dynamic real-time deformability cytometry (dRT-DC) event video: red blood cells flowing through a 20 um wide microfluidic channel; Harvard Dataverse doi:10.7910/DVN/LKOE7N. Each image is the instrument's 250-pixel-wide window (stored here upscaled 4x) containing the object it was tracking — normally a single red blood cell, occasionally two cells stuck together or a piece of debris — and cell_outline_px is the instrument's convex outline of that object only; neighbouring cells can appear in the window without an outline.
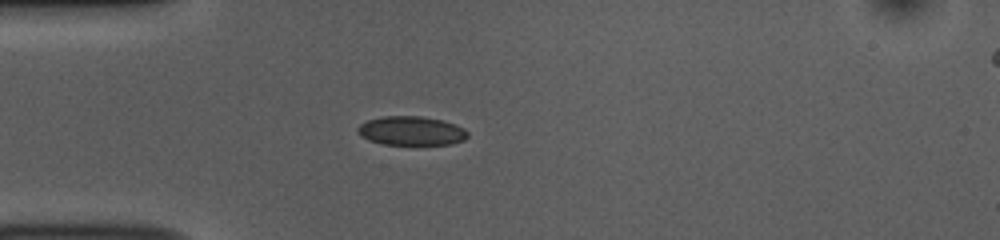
{"species": "common noctule bat (a hibernating species)", "species_latin": "Nyctalus noctula", "temperature_condition": "room temperature", "stored_images_in_passage": 39, "camera_frame_rate_fps": 3000, "um_per_image_px": 0.085, "animal": {"sex": "female", "body_mass_g": 10.0, "forearm_length_mm": 53.1}, "frame": {"image": 1, "passage_image": 1, "time_ms": 0.0, "image_size_px": [1000, 240], "cell_outline_px": [[468, 136], [464, 140], [452, 144], [380, 144], [368, 140], [360, 136], [356, 132], [356, 128], [360, 124], [368, 120], [384, 116], [420, 116], [444, 120], [456, 124], [464, 128], [468, 132]], "centroid_in_image_um": [34.95, 11.12], "position_along_channel_um": 50.0, "area_um2": 18.79}}
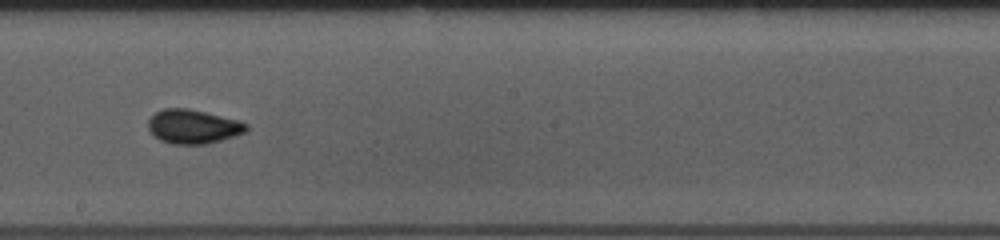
{"frame": {"image": 2, "passage_image": 16, "time_ms": 5.0, "image_size_px": [1000, 240], "cell_outline_px": [[248, 132], [220, 140], [204, 144], [172, 144], [160, 140], [148, 128], [148, 120], [156, 112], [164, 108], [188, 108], [240, 120], [248, 124]], "centroid_in_image_um": [16.45, 10.75], "position_along_channel_um": 231.8, "area_um2": 19.48}}
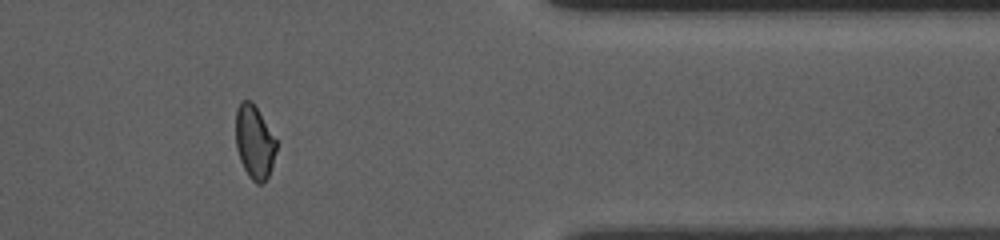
{"frame": {"image": 3, "passage_image": 30, "time_ms": 9.667, "image_size_px": [1000, 240], "cell_outline_px": [[276, 152], [268, 176], [260, 184], [256, 184], [248, 176], [240, 160], [236, 148], [236, 108], [240, 100], [252, 100], [276, 140]], "centroid_in_image_um": [21.6, 12.05], "position_along_channel_um": 389.8, "area_um2": 17.28}, "authors_computed_cell_mechanics": {"area_um2": 18.3226, "velocity_mm_per_s": 3.8342, "shape_relaxation_time_tau1_ms": 6.1566, "shape_relaxation_time_tau2_ms": 1.18, "deformation_change_tau1": 0.1015, "deformation_change_tau2": 0.05}}